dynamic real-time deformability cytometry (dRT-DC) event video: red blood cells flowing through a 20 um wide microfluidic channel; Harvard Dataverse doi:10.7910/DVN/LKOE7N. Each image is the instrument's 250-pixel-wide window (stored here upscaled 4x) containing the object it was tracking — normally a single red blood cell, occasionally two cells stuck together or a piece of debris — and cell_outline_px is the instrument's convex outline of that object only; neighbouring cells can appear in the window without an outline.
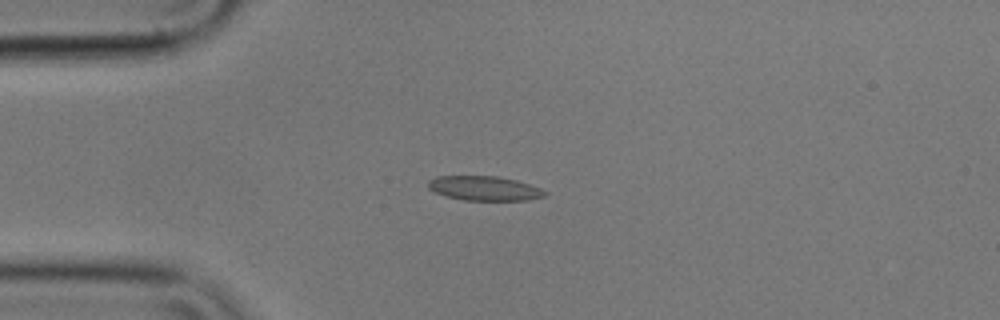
{"species": "common noctule bat (a hibernating species)", "species_latin": "Nyctalus noctula", "temperature_condition": "cold", "stored_images_in_passage": 43, "camera_frame_rate_fps": 3000, "um_per_image_px": 0.085, "animal": {"sex": "male", "body_mass_g": 17.9}, "frame": {"image": 1, "passage_image": 1, "time_ms": 0.0, "image_size_px": [1000, 320], "cell_outline_px": [[548, 192], [544, 196], [528, 200], [464, 200], [448, 196], [436, 192], [428, 188], [428, 180], [436, 176], [500, 176], [516, 180], [540, 188]], "centroid_in_image_um": [41.17, 16.0], "position_along_channel_um": 43.8, "area_um2": 16.53}}
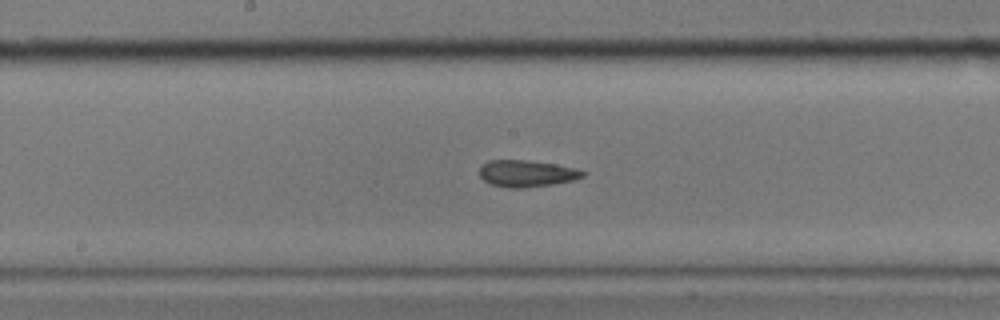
{"frame": {"image": 2, "passage_image": 16, "time_ms": 5.0, "image_size_px": [1000, 320], "cell_outline_px": [[588, 172], [584, 176], [572, 180], [552, 184], [524, 188], [508, 188], [492, 184], [484, 180], [480, 176], [480, 168], [488, 160], [524, 160], [556, 164], [576, 168]], "centroid_in_image_um": [44.79, 14.74], "position_along_channel_um": 203.4, "area_um2": 16.01}}
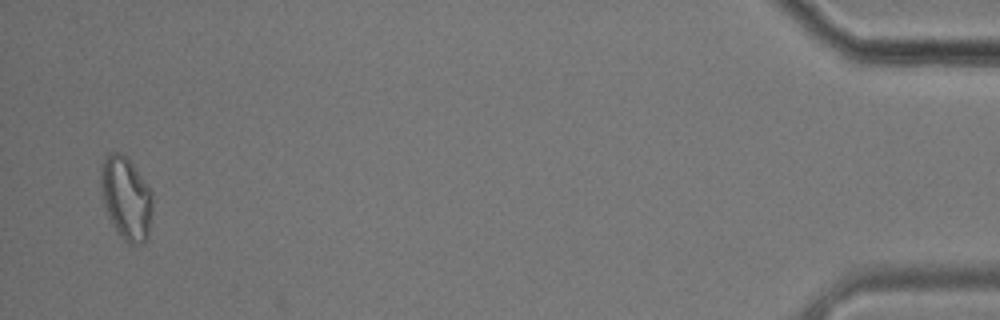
{"frame": {"image": 3, "passage_image": 42, "time_ms": 13.667, "image_size_px": [1000, 320], "cell_outline_px": [[152, 212], [148, 236], [140, 244], [128, 244], [120, 236], [112, 224], [108, 216], [104, 204], [100, 188], [100, 164], [104, 156], [108, 152], [120, 152], [128, 156], [152, 192]], "centroid_in_image_um": [10.7, 16.79], "position_along_channel_um": 424.5, "area_um2": 25.43}, "authors_computed_cell_mechanics": {"area_um2": 16.5308, "velocity_mm_per_s": 3.5369, "shape_relaxation_time_tau1_ms": null, "shape_relaxation_time_tau2_ms": 4.7853, "deformation_change_tau1": null, "deformation_change_tau2": 0.1213}}